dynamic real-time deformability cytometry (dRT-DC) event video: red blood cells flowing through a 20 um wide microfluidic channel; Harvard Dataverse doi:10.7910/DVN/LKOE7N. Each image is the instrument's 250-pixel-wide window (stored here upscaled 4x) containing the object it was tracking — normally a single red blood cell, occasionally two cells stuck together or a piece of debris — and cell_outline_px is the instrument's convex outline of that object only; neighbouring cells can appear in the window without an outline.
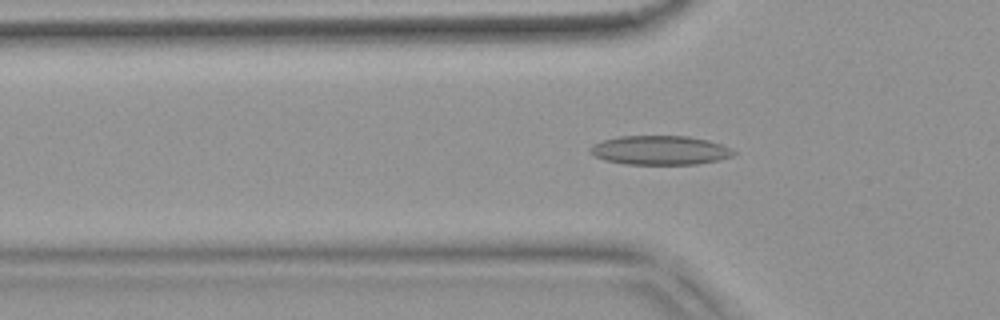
{"species": "common noctule bat (a hibernating species)", "species_latin": "Nyctalus noctula", "temperature_condition": "warm", "stored_images_in_passage": 28, "camera_frame_rate_fps": 3000, "um_per_image_px": 0.085, "animal": {"sex": "female", "body_mass_g": 18.4}, "frame": {"image": 1, "passage_image": 4, "time_ms": 1.0, "image_size_px": [1000, 320], "cell_outline_px": [[736, 152], [732, 156], [720, 160], [700, 164], [624, 164], [604, 160], [592, 156], [588, 152], [588, 148], [592, 144], [604, 140], [620, 136], [688, 136], [708, 140], [732, 148]], "centroid_in_image_um": [56.07, 12.78], "position_along_channel_um": 69.7, "area_um2": 24.62}}
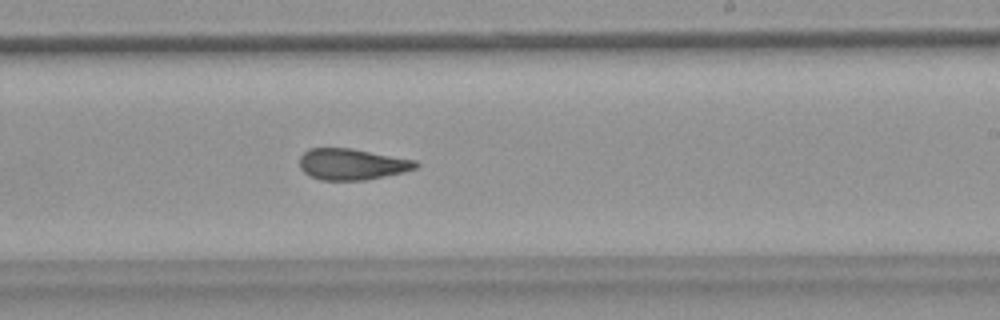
{"frame": {"image": 2, "passage_image": 19, "time_ms": 6.0, "image_size_px": [1000, 320], "cell_outline_px": [[420, 164], [416, 168], [404, 172], [364, 180], [320, 180], [304, 172], [300, 168], [300, 156], [308, 148], [352, 148], [416, 160]], "centroid_in_image_um": [29.92, 13.95], "position_along_channel_um": 259.1, "area_um2": 21.15}}
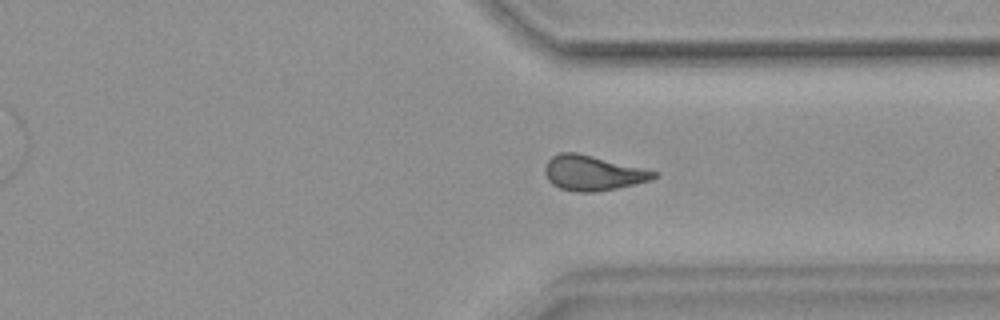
{"frame": {"image": 3, "passage_image": 27, "time_ms": 8.667, "image_size_px": [1000, 320], "cell_outline_px": [[660, 172], [656, 176], [648, 180], [616, 188], [596, 192], [576, 192], [560, 188], [552, 184], [548, 180], [544, 172], [544, 168], [548, 160], [552, 156], [560, 152], [576, 152]], "centroid_in_image_um": [50.34, 14.7], "position_along_channel_um": 361.1, "area_um2": 22.02}, "authors_computed_cell_mechanics": {"area_um2": 21.8195, "velocity_mm_per_s": 3.7976, "shape_relaxation_time_tau1_ms": null, "shape_relaxation_time_tau2_ms": 2.8442, "deformation_change_tau1": null, "deformation_change_tau2": 0.1099}}